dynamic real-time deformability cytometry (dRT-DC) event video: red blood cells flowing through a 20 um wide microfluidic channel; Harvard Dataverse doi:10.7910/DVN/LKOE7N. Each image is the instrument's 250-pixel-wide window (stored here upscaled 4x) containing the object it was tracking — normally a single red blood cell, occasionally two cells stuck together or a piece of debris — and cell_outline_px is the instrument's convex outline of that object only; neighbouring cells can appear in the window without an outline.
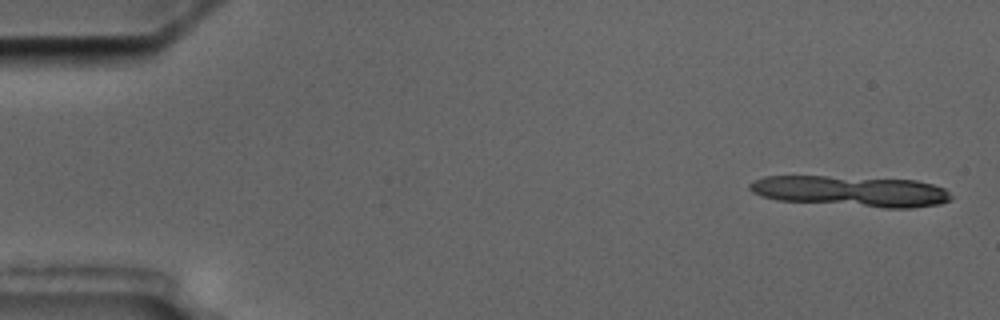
{"species": "common noctule bat (a hibernating species)", "species_latin": "Nyctalus noctula", "temperature_condition": "cold", "stored_images_in_passage": 6, "segment_of_instrument_passage": [1, 2], "camera_frame_rate_fps": 3000, "um_per_image_px": 0.085, "animal": {"sex": "male", "body_mass_g": 17.5, "forearm_length_mm": 52.3}, "frame": {"image": 1, "passage_image": 1, "time_ms": 0.0, "image_size_px": [1000, 320], "cell_outline_px": [[952, 200], [940, 204], [912, 208], [884, 208], [776, 200], [760, 196], [752, 192], [748, 188], [748, 184], [764, 176], [824, 176], [916, 180], [932, 184], [944, 188], [952, 196]], "centroid_in_image_um": [72.34, 16.26], "position_along_channel_um": 12.7, "area_um2": 36.36}}